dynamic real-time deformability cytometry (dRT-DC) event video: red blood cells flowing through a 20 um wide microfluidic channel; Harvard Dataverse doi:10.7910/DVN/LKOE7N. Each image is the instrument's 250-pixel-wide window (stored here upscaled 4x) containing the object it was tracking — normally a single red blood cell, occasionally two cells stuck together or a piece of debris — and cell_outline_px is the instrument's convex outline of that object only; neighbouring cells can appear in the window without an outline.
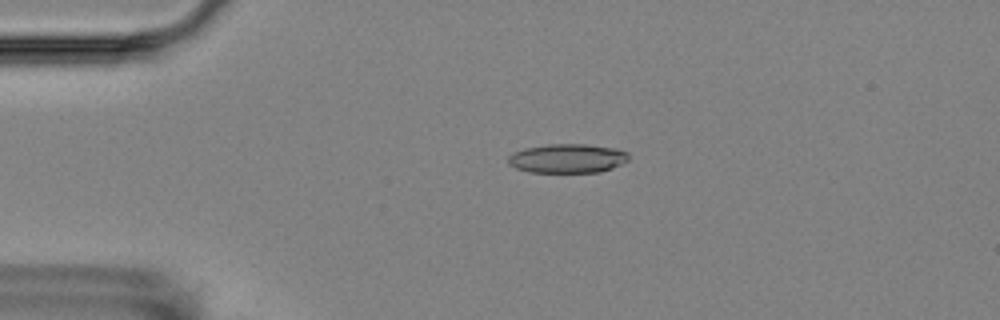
{"species": "Egyptian fruit bat (a non-hibernating species)", "species_latin": "Rousettus aegyptiacus", "temperature_condition": "room temperature", "stored_images_in_passage": 5, "camera_frame_rate_fps": 3000, "um_per_image_px": 0.085, "animal": {"sex": "female"}, "frame": {"image": 1, "passage_image": 4, "time_ms": 3.333, "image_size_px": [1000, 320], "cell_outline_px": [[628, 160], [612, 168], [600, 172], [528, 172], [516, 168], [508, 164], [508, 156], [512, 152], [524, 148], [548, 144], [584, 144], [612, 148], [628, 152]], "centroid_in_image_um": [48.18, 13.46], "position_along_channel_um": 36.8, "area_um2": 20.4}}